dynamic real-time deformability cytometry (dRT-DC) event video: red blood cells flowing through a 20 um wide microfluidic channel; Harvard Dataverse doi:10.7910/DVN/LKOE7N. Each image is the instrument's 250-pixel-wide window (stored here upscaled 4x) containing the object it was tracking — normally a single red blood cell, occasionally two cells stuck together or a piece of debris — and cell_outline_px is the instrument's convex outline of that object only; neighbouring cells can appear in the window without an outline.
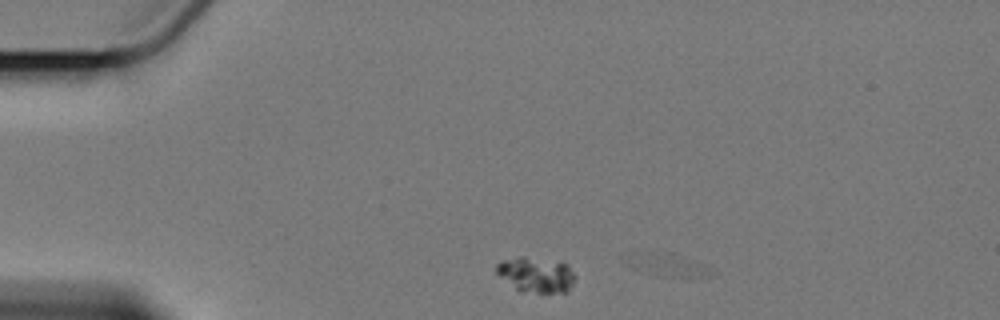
{"species": "Egyptian fruit bat (a non-hibernating species)", "species_latin": "Rousettus aegyptiacus", "temperature_condition": "cold", "stored_images_in_passage": 3, "camera_frame_rate_fps": 3000, "um_per_image_px": 0.085, "animal": {"sex": "female"}, "frame": {"image": 1, "passage_image": 1, "time_ms": 0.0, "image_size_px": [1000, 320], "cell_outline_px": [[572, 284], [568, 292], [520, 292], [500, 276], [496, 272], [496, 264], [500, 260], [520, 256], [524, 256], [560, 260], [568, 264], [572, 272]], "centroid_in_image_um": [45.55, 23.31], "position_along_channel_um": 39.5, "area_um2": 16.3}}
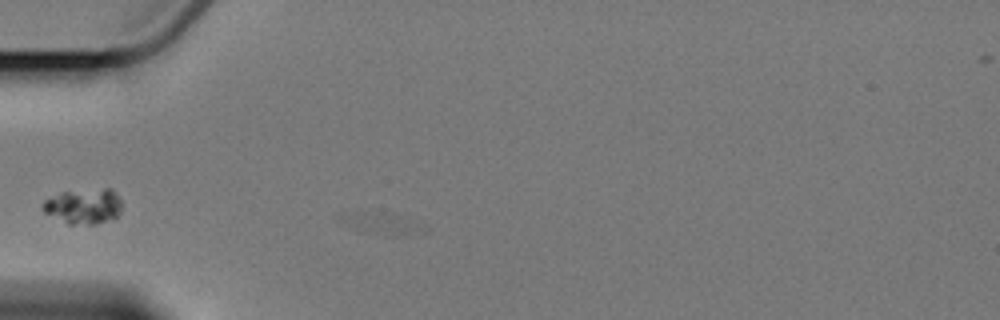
{"frame": {"image": 2, "passage_image": 3, "time_ms": 2.333, "image_size_px": [1000, 320], "cell_outline_px": [[120, 212], [112, 220], [96, 224], [68, 224], [44, 212], [40, 208], [40, 204], [44, 200], [60, 192], [104, 188], [112, 188], [120, 200]], "centroid_in_image_um": [7.08, 17.53], "position_along_channel_um": 77.9, "area_um2": 16.36}}